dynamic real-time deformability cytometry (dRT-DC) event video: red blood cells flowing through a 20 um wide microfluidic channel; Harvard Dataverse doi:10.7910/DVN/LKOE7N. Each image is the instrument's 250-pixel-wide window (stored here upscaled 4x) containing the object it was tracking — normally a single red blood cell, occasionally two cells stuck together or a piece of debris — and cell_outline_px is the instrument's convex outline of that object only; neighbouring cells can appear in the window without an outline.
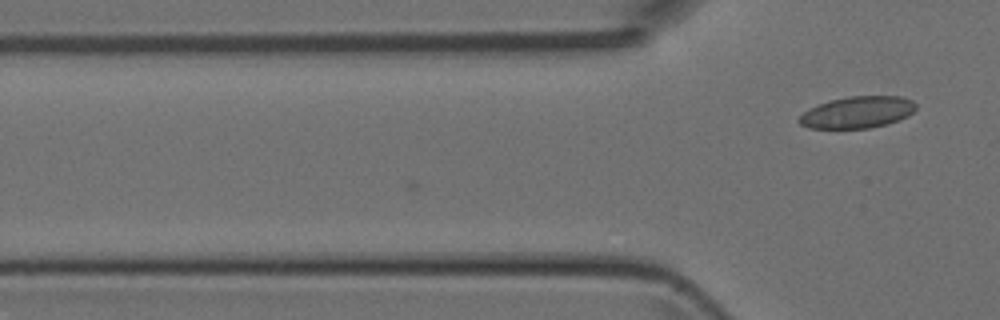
{"species": "Egyptian fruit bat (a non-hibernating species)", "species_latin": "Rousettus aegyptiacus", "temperature_condition": "room temperature", "stored_images_in_passage": 10, "camera_frame_rate_fps": 3000, "um_per_image_px": 0.085, "animal": {"sex": "female"}, "frame": {"image": 1, "passage_image": 10, "time_ms": 3.0, "image_size_px": [1000, 320], "cell_outline_px": [[916, 108], [908, 116], [888, 124], [868, 128], [808, 128], [800, 124], [796, 120], [804, 112], [820, 104], [832, 100], [848, 96], [900, 96], [912, 100], [916, 104]], "centroid_in_image_um": [72.9, 9.55], "position_along_channel_um": 52.9, "area_um2": 21.44}}